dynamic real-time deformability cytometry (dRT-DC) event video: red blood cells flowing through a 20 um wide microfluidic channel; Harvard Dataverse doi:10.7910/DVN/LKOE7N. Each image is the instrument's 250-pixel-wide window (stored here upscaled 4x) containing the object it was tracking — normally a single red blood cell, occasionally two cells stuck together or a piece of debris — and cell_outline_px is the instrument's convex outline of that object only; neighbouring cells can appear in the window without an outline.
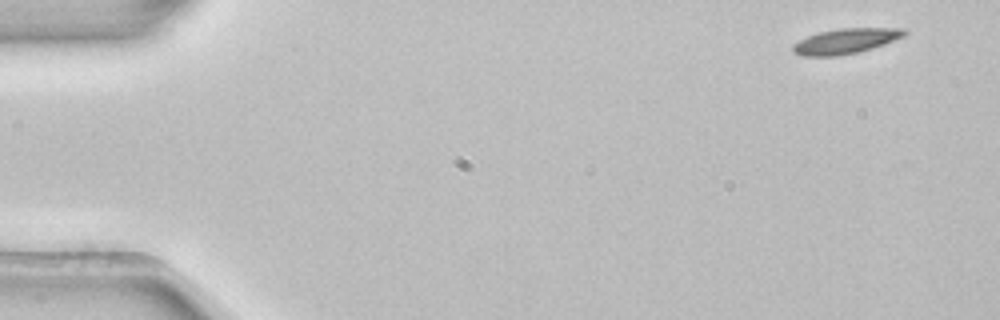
{"species": "common noctule bat (a hibernating species)", "species_latin": "Nyctalus noctula", "temperature_condition": "room temperature", "stored_images_in_passage": 3, "camera_frame_rate_fps": 3000, "um_per_image_px": 0.085, "animal": {"sex": "female", "body_mass_g": 22.7, "forearm_length_mm": 54.2}, "frame": {"image": 1, "passage_image": 1, "time_ms": 0.0, "image_size_px": [1000, 320], "cell_outline_px": [[908, 32], [904, 36], [872, 48], [856, 52], [836, 56], [800, 56], [792, 52], [792, 44], [808, 36], [820, 32], [840, 28], [904, 28]], "centroid_in_image_um": [71.85, 3.49], "position_along_channel_um": 13.2, "area_um2": 16.24}}